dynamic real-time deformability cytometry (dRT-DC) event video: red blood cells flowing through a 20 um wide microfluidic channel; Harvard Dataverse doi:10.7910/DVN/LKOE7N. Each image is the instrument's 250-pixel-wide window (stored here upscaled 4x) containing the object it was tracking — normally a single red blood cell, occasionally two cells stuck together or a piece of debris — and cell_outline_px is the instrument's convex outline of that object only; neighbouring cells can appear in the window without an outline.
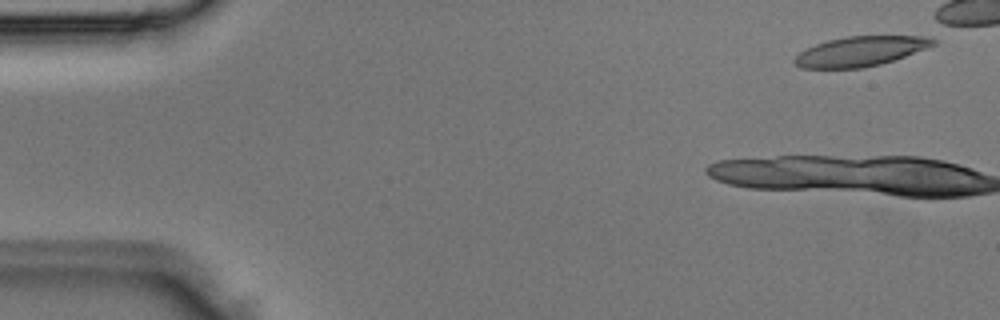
{"species": "Egyptian fruit bat (a non-hibernating species)", "species_latin": "Rousettus aegyptiacus", "temperature_condition": "room temperature", "stored_images_in_passage": 5, "camera_frame_rate_fps": 3000, "um_per_image_px": 0.085, "animal": {"sex": "male"}, "frame": {"image": 1, "passage_image": 1, "time_ms": 0.0, "image_size_px": [1000, 320], "cell_outline_px": [[936, 44], [928, 48], [880, 64], [864, 68], [800, 68], [792, 60], [800, 52], [816, 44], [828, 40], [848, 36], [928, 36], [936, 40]], "centroid_in_image_um": [73.15, 4.36], "position_along_channel_um": 11.8, "area_um2": 23.93}}